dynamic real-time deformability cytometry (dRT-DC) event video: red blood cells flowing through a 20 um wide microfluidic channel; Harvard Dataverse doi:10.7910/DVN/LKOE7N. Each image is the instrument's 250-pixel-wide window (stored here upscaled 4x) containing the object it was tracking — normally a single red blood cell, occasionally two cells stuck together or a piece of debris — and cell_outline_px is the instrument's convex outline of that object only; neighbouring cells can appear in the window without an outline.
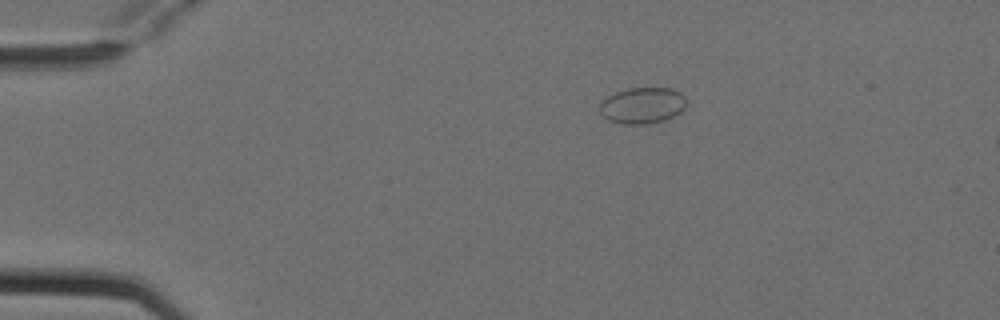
{"species": "Egyptian fruit bat (a non-hibernating species)", "species_latin": "Rousettus aegyptiacus", "temperature_condition": "cold", "stored_images_in_passage": 2, "camera_frame_rate_fps": 3000, "um_per_image_px": 0.085, "animal": {"sex": "female"}, "frame": {"image": 1, "passage_image": 1, "time_ms": 0.0, "image_size_px": [1000, 320], "cell_outline_px": [[688, 104], [680, 112], [664, 120], [648, 124], [620, 124], [608, 120], [600, 112], [600, 104], [608, 96], [616, 92], [628, 88], [672, 88], [680, 92], [684, 96]], "centroid_in_image_um": [54.62, 8.96], "position_along_channel_um": 30.4, "area_um2": 18.32}}